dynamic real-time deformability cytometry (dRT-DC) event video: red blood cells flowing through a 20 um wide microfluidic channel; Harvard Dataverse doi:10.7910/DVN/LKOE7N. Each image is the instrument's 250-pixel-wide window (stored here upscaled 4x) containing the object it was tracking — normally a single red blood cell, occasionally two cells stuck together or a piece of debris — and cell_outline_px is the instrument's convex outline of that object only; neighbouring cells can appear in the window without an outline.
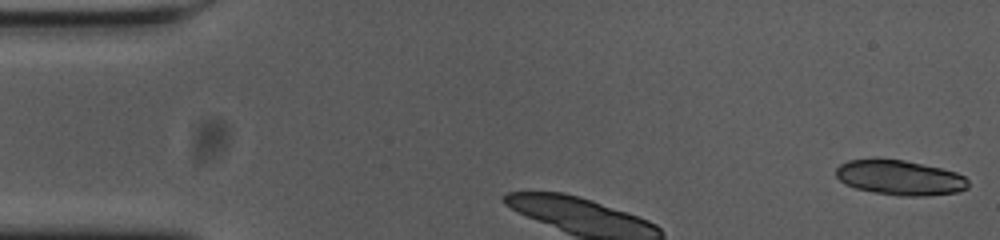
{"species": "common noctule bat (a hibernating species)", "species_latin": "Nyctalus noctula", "temperature_condition": "cold", "stored_images_in_passage": 5, "camera_frame_rate_fps": 3000, "um_per_image_px": 0.085, "animal": {"sex": "female", "body_mass_g": 23.0, "forearm_length_mm": 53.4}, "frame": {"image": 1, "passage_image": 1, "time_ms": 0.0, "image_size_px": [1000, 240], "cell_outline_px": [[968, 188], [960, 192], [924, 196], [900, 196], [876, 192], [856, 188], [844, 184], [836, 176], [836, 168], [840, 164], [848, 160], [880, 156], [904, 160], [940, 168], [956, 172], [964, 176], [968, 180]], "centroid_in_image_um": [76.46, 15.07], "position_along_channel_um": 8.5, "area_um2": 27.46}}